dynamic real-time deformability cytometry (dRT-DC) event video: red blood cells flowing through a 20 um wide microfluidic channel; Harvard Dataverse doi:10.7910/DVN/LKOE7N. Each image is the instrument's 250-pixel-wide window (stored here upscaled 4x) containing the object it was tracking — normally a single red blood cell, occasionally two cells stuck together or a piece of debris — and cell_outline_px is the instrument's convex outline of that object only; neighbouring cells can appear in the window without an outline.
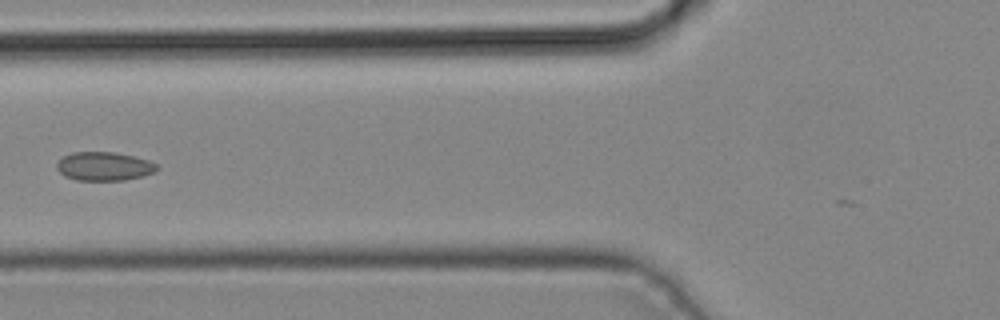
{"species": "common noctule bat (a hibernating species)", "species_latin": "Nyctalus noctula", "temperature_condition": "cold", "stored_images_in_passage": 4, "camera_frame_rate_fps": 3000, "um_per_image_px": 0.085, "animal": {"sex": "male", "body_mass_g": 19.2, "forearm_length_mm": 51.8}, "frame": {"image": 1, "passage_image": 4, "time_ms": 1.0, "image_size_px": [1000, 320], "cell_outline_px": [[160, 168], [156, 172], [144, 176], [124, 180], [76, 180], [64, 176], [56, 168], [56, 164], [64, 156], [72, 152], [116, 152], [148, 160], [156, 164]], "centroid_in_image_um": [8.87, 14.14], "position_along_channel_um": 116.9, "area_um2": 16.82}}